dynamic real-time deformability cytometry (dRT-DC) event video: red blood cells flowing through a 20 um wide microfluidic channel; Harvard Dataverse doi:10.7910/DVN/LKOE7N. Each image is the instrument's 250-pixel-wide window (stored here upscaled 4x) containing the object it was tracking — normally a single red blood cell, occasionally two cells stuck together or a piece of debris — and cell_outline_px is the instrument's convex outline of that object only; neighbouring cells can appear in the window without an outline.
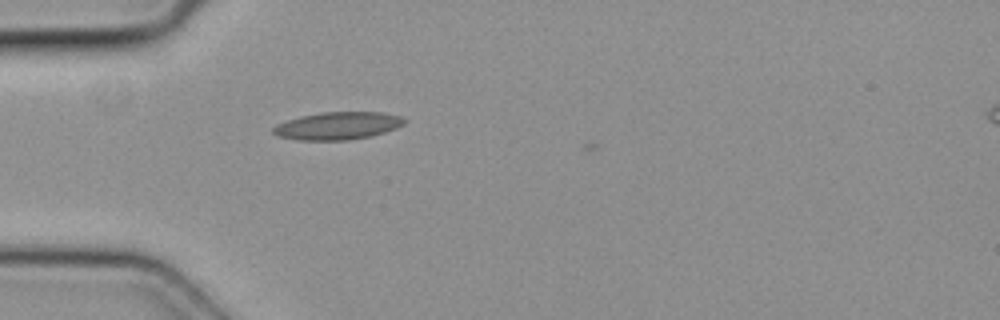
{"species": "common noctule bat (a hibernating species)", "species_latin": "Nyctalus noctula", "temperature_condition": "cold", "stored_images_in_passage": 1, "camera_frame_rate_fps": 3000, "um_per_image_px": 0.085, "animal": {"sex": "female", "body_mass_g": 19.3, "forearm_length_mm": 54.1}, "frame": {"image": 1, "passage_image": 1, "time_ms": 0.0, "image_size_px": [1000, 320], "cell_outline_px": [[408, 120], [404, 124], [396, 128], [372, 136], [348, 140], [296, 140], [276, 136], [272, 132], [272, 128], [276, 124], [300, 116], [320, 112], [384, 112], [400, 116]], "centroid_in_image_um": [28.7, 10.69], "position_along_channel_um": 56.3, "area_um2": 21.33}}